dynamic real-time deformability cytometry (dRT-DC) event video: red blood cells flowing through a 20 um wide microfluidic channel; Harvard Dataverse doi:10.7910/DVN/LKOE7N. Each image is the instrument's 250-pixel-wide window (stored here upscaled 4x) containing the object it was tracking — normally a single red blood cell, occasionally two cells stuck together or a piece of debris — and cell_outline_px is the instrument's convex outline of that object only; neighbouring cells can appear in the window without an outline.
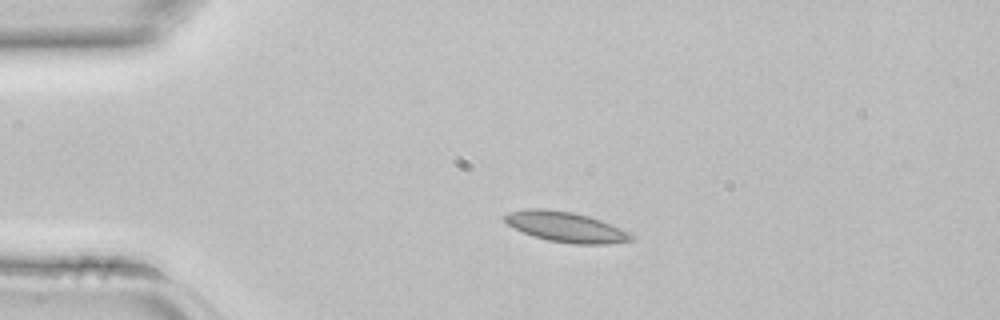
{"species": "common noctule bat (a hibernating species)", "species_latin": "Nyctalus noctula", "temperature_condition": "room temperature", "stored_images_in_passage": 3, "camera_frame_rate_fps": 3000, "um_per_image_px": 0.085, "animal": {"sex": "female", "body_mass_g": 22.7, "forearm_length_mm": 54.2}, "frame": {"image": 1, "passage_image": 2, "time_ms": 0.333, "image_size_px": [1000, 320], "cell_outline_px": [[636, 240], [608, 244], [572, 244], [548, 240], [532, 236], [508, 224], [504, 220], [504, 216], [508, 212], [524, 208], [548, 208], [572, 212], [588, 216], [600, 220], [620, 228], [636, 236]], "centroid_in_image_um": [48.11, 19.29], "position_along_channel_um": 36.9, "area_um2": 22.43}}